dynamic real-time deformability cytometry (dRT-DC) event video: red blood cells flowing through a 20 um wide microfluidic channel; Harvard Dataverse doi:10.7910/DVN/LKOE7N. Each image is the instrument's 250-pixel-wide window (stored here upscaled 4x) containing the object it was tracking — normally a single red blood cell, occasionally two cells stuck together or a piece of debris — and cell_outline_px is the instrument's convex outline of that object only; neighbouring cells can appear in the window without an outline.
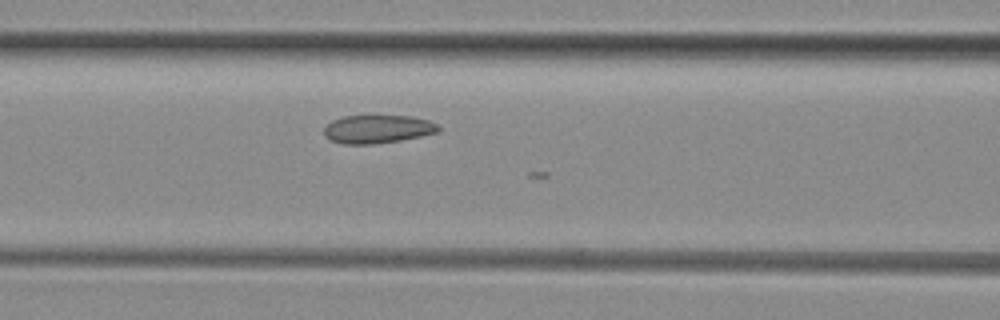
{"species": "common noctule bat (a hibernating species)", "species_latin": "Nyctalus noctula", "temperature_condition": "room temperature", "stored_images_in_passage": 19, "camera_frame_rate_fps": 3000, "um_per_image_px": 0.085, "animal": {"sex": "female", "body_mass_g": 29.2, "forearm_length_mm": 56.3}, "frame": {"image": 1, "passage_image": 17, "time_ms": 5.333, "image_size_px": [1000, 320], "cell_outline_px": [[440, 132], [400, 140], [372, 144], [344, 144], [328, 140], [324, 136], [324, 128], [332, 120], [344, 116], [412, 116], [428, 120], [440, 124]], "centroid_in_image_um": [32.1, 10.97], "position_along_channel_um": 134.5, "area_um2": 18.96}}